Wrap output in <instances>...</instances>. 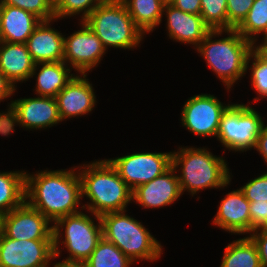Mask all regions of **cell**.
<instances>
[{"instance_id": "13", "label": "cell", "mask_w": 267, "mask_h": 267, "mask_svg": "<svg viewBox=\"0 0 267 267\" xmlns=\"http://www.w3.org/2000/svg\"><path fill=\"white\" fill-rule=\"evenodd\" d=\"M230 105L210 94L194 95L182 108V126L197 136L216 137L221 117Z\"/></svg>"}, {"instance_id": "10", "label": "cell", "mask_w": 267, "mask_h": 267, "mask_svg": "<svg viewBox=\"0 0 267 267\" xmlns=\"http://www.w3.org/2000/svg\"><path fill=\"white\" fill-rule=\"evenodd\" d=\"M108 160L133 191L164 173L172 165V152H139Z\"/></svg>"}, {"instance_id": "37", "label": "cell", "mask_w": 267, "mask_h": 267, "mask_svg": "<svg viewBox=\"0 0 267 267\" xmlns=\"http://www.w3.org/2000/svg\"><path fill=\"white\" fill-rule=\"evenodd\" d=\"M254 149L262 155L263 159L267 163V125H263L260 135L257 137Z\"/></svg>"}, {"instance_id": "32", "label": "cell", "mask_w": 267, "mask_h": 267, "mask_svg": "<svg viewBox=\"0 0 267 267\" xmlns=\"http://www.w3.org/2000/svg\"><path fill=\"white\" fill-rule=\"evenodd\" d=\"M254 0H227V29H236L246 18Z\"/></svg>"}, {"instance_id": "39", "label": "cell", "mask_w": 267, "mask_h": 267, "mask_svg": "<svg viewBox=\"0 0 267 267\" xmlns=\"http://www.w3.org/2000/svg\"><path fill=\"white\" fill-rule=\"evenodd\" d=\"M53 267H85L84 263H75V262H65V261H60L57 263L53 264Z\"/></svg>"}, {"instance_id": "18", "label": "cell", "mask_w": 267, "mask_h": 267, "mask_svg": "<svg viewBox=\"0 0 267 267\" xmlns=\"http://www.w3.org/2000/svg\"><path fill=\"white\" fill-rule=\"evenodd\" d=\"M213 224L234 234H250L249 201L239 189L233 190L221 200Z\"/></svg>"}, {"instance_id": "2", "label": "cell", "mask_w": 267, "mask_h": 267, "mask_svg": "<svg viewBox=\"0 0 267 267\" xmlns=\"http://www.w3.org/2000/svg\"><path fill=\"white\" fill-rule=\"evenodd\" d=\"M79 168L82 198L85 195L90 200L81 209H88L91 215L101 216L110 212L126 211L127 205L134 201L132 190L108 159L83 164Z\"/></svg>"}, {"instance_id": "44", "label": "cell", "mask_w": 267, "mask_h": 267, "mask_svg": "<svg viewBox=\"0 0 267 267\" xmlns=\"http://www.w3.org/2000/svg\"><path fill=\"white\" fill-rule=\"evenodd\" d=\"M105 1H123V0H105Z\"/></svg>"}, {"instance_id": "22", "label": "cell", "mask_w": 267, "mask_h": 267, "mask_svg": "<svg viewBox=\"0 0 267 267\" xmlns=\"http://www.w3.org/2000/svg\"><path fill=\"white\" fill-rule=\"evenodd\" d=\"M39 66L40 70H38ZM70 72V67L64 61L36 63L31 74V78H33L37 73L36 94L55 98L75 76Z\"/></svg>"}, {"instance_id": "9", "label": "cell", "mask_w": 267, "mask_h": 267, "mask_svg": "<svg viewBox=\"0 0 267 267\" xmlns=\"http://www.w3.org/2000/svg\"><path fill=\"white\" fill-rule=\"evenodd\" d=\"M5 114V136L14 130L15 124L25 129H41L58 124L61 120L56 99L38 96L10 101Z\"/></svg>"}, {"instance_id": "26", "label": "cell", "mask_w": 267, "mask_h": 267, "mask_svg": "<svg viewBox=\"0 0 267 267\" xmlns=\"http://www.w3.org/2000/svg\"><path fill=\"white\" fill-rule=\"evenodd\" d=\"M84 264L85 267H131L134 263L116 245L102 237Z\"/></svg>"}, {"instance_id": "27", "label": "cell", "mask_w": 267, "mask_h": 267, "mask_svg": "<svg viewBox=\"0 0 267 267\" xmlns=\"http://www.w3.org/2000/svg\"><path fill=\"white\" fill-rule=\"evenodd\" d=\"M236 30L247 40L256 44L258 34L267 35V0H254L246 18ZM254 36V37H253Z\"/></svg>"}, {"instance_id": "35", "label": "cell", "mask_w": 267, "mask_h": 267, "mask_svg": "<svg viewBox=\"0 0 267 267\" xmlns=\"http://www.w3.org/2000/svg\"><path fill=\"white\" fill-rule=\"evenodd\" d=\"M249 235L257 247L261 267H267V234L262 232H251Z\"/></svg>"}, {"instance_id": "3", "label": "cell", "mask_w": 267, "mask_h": 267, "mask_svg": "<svg viewBox=\"0 0 267 267\" xmlns=\"http://www.w3.org/2000/svg\"><path fill=\"white\" fill-rule=\"evenodd\" d=\"M223 32L228 37L212 40ZM196 49L227 90H230L237 80L245 76L250 63L248 56L254 49V43L245 39L236 29L210 30Z\"/></svg>"}, {"instance_id": "12", "label": "cell", "mask_w": 267, "mask_h": 267, "mask_svg": "<svg viewBox=\"0 0 267 267\" xmlns=\"http://www.w3.org/2000/svg\"><path fill=\"white\" fill-rule=\"evenodd\" d=\"M41 212L24 201L0 217V231L16 240H53V225Z\"/></svg>"}, {"instance_id": "38", "label": "cell", "mask_w": 267, "mask_h": 267, "mask_svg": "<svg viewBox=\"0 0 267 267\" xmlns=\"http://www.w3.org/2000/svg\"><path fill=\"white\" fill-rule=\"evenodd\" d=\"M14 86L6 79L3 73L0 71V102L3 99L9 98L15 92Z\"/></svg>"}, {"instance_id": "28", "label": "cell", "mask_w": 267, "mask_h": 267, "mask_svg": "<svg viewBox=\"0 0 267 267\" xmlns=\"http://www.w3.org/2000/svg\"><path fill=\"white\" fill-rule=\"evenodd\" d=\"M204 23L211 30H227V0H200Z\"/></svg>"}, {"instance_id": "41", "label": "cell", "mask_w": 267, "mask_h": 267, "mask_svg": "<svg viewBox=\"0 0 267 267\" xmlns=\"http://www.w3.org/2000/svg\"><path fill=\"white\" fill-rule=\"evenodd\" d=\"M0 134L5 136V114L0 112Z\"/></svg>"}, {"instance_id": "19", "label": "cell", "mask_w": 267, "mask_h": 267, "mask_svg": "<svg viewBox=\"0 0 267 267\" xmlns=\"http://www.w3.org/2000/svg\"><path fill=\"white\" fill-rule=\"evenodd\" d=\"M50 21H41L26 42L33 62H59L64 57V35L52 28Z\"/></svg>"}, {"instance_id": "14", "label": "cell", "mask_w": 267, "mask_h": 267, "mask_svg": "<svg viewBox=\"0 0 267 267\" xmlns=\"http://www.w3.org/2000/svg\"><path fill=\"white\" fill-rule=\"evenodd\" d=\"M80 24L81 30L75 31L67 38L64 37L63 61L66 64L69 62L71 68L82 75L98 65L106 49L84 21H80Z\"/></svg>"}, {"instance_id": "5", "label": "cell", "mask_w": 267, "mask_h": 267, "mask_svg": "<svg viewBox=\"0 0 267 267\" xmlns=\"http://www.w3.org/2000/svg\"><path fill=\"white\" fill-rule=\"evenodd\" d=\"M125 212H110L100 216L103 238L116 245L134 263L143 259H159L163 246L141 222Z\"/></svg>"}, {"instance_id": "43", "label": "cell", "mask_w": 267, "mask_h": 267, "mask_svg": "<svg viewBox=\"0 0 267 267\" xmlns=\"http://www.w3.org/2000/svg\"><path fill=\"white\" fill-rule=\"evenodd\" d=\"M0 23H1V17H0ZM0 42H1V29H0Z\"/></svg>"}, {"instance_id": "21", "label": "cell", "mask_w": 267, "mask_h": 267, "mask_svg": "<svg viewBox=\"0 0 267 267\" xmlns=\"http://www.w3.org/2000/svg\"><path fill=\"white\" fill-rule=\"evenodd\" d=\"M34 65L26 44L0 42V71L14 88L31 78Z\"/></svg>"}, {"instance_id": "17", "label": "cell", "mask_w": 267, "mask_h": 267, "mask_svg": "<svg viewBox=\"0 0 267 267\" xmlns=\"http://www.w3.org/2000/svg\"><path fill=\"white\" fill-rule=\"evenodd\" d=\"M162 15L167 17L166 28L168 29L167 32L170 39L184 44H192L195 48L211 30L204 23L200 14L184 12L173 6L170 2H166Z\"/></svg>"}, {"instance_id": "4", "label": "cell", "mask_w": 267, "mask_h": 267, "mask_svg": "<svg viewBox=\"0 0 267 267\" xmlns=\"http://www.w3.org/2000/svg\"><path fill=\"white\" fill-rule=\"evenodd\" d=\"M172 152V166L181 171L178 176L181 192L191 196L206 188H224L230 183L229 168L222 157H217L206 148L179 147Z\"/></svg>"}, {"instance_id": "24", "label": "cell", "mask_w": 267, "mask_h": 267, "mask_svg": "<svg viewBox=\"0 0 267 267\" xmlns=\"http://www.w3.org/2000/svg\"><path fill=\"white\" fill-rule=\"evenodd\" d=\"M24 171L0 172V217L25 201Z\"/></svg>"}, {"instance_id": "11", "label": "cell", "mask_w": 267, "mask_h": 267, "mask_svg": "<svg viewBox=\"0 0 267 267\" xmlns=\"http://www.w3.org/2000/svg\"><path fill=\"white\" fill-rule=\"evenodd\" d=\"M53 240H16L0 231V267H49Z\"/></svg>"}, {"instance_id": "25", "label": "cell", "mask_w": 267, "mask_h": 267, "mask_svg": "<svg viewBox=\"0 0 267 267\" xmlns=\"http://www.w3.org/2000/svg\"><path fill=\"white\" fill-rule=\"evenodd\" d=\"M220 267H261L258 250L252 239L247 236L228 244Z\"/></svg>"}, {"instance_id": "23", "label": "cell", "mask_w": 267, "mask_h": 267, "mask_svg": "<svg viewBox=\"0 0 267 267\" xmlns=\"http://www.w3.org/2000/svg\"><path fill=\"white\" fill-rule=\"evenodd\" d=\"M135 25L145 34L160 25L165 0H123Z\"/></svg>"}, {"instance_id": "1", "label": "cell", "mask_w": 267, "mask_h": 267, "mask_svg": "<svg viewBox=\"0 0 267 267\" xmlns=\"http://www.w3.org/2000/svg\"><path fill=\"white\" fill-rule=\"evenodd\" d=\"M76 168L26 172L25 201L51 222L80 212L77 206L82 199L81 179Z\"/></svg>"}, {"instance_id": "42", "label": "cell", "mask_w": 267, "mask_h": 267, "mask_svg": "<svg viewBox=\"0 0 267 267\" xmlns=\"http://www.w3.org/2000/svg\"><path fill=\"white\" fill-rule=\"evenodd\" d=\"M253 232H262L267 234V217L266 219L261 223V225L255 229Z\"/></svg>"}, {"instance_id": "36", "label": "cell", "mask_w": 267, "mask_h": 267, "mask_svg": "<svg viewBox=\"0 0 267 267\" xmlns=\"http://www.w3.org/2000/svg\"><path fill=\"white\" fill-rule=\"evenodd\" d=\"M170 3L176 8L190 14H200L201 12L200 0H171Z\"/></svg>"}, {"instance_id": "40", "label": "cell", "mask_w": 267, "mask_h": 267, "mask_svg": "<svg viewBox=\"0 0 267 267\" xmlns=\"http://www.w3.org/2000/svg\"><path fill=\"white\" fill-rule=\"evenodd\" d=\"M262 44L254 45V48L267 59V40H262Z\"/></svg>"}, {"instance_id": "15", "label": "cell", "mask_w": 267, "mask_h": 267, "mask_svg": "<svg viewBox=\"0 0 267 267\" xmlns=\"http://www.w3.org/2000/svg\"><path fill=\"white\" fill-rule=\"evenodd\" d=\"M176 169L171 165L164 173L132 191V200L143 208H162L182 195Z\"/></svg>"}, {"instance_id": "30", "label": "cell", "mask_w": 267, "mask_h": 267, "mask_svg": "<svg viewBox=\"0 0 267 267\" xmlns=\"http://www.w3.org/2000/svg\"><path fill=\"white\" fill-rule=\"evenodd\" d=\"M248 59H252L250 66L251 83L255 91L258 93L254 101L267 97V59L264 58L255 48L250 52Z\"/></svg>"}, {"instance_id": "29", "label": "cell", "mask_w": 267, "mask_h": 267, "mask_svg": "<svg viewBox=\"0 0 267 267\" xmlns=\"http://www.w3.org/2000/svg\"><path fill=\"white\" fill-rule=\"evenodd\" d=\"M105 0H54L55 19L71 17L82 12L81 20L84 21L90 13Z\"/></svg>"}, {"instance_id": "6", "label": "cell", "mask_w": 267, "mask_h": 267, "mask_svg": "<svg viewBox=\"0 0 267 267\" xmlns=\"http://www.w3.org/2000/svg\"><path fill=\"white\" fill-rule=\"evenodd\" d=\"M104 48L131 49L145 35L134 23L123 1H104L84 20Z\"/></svg>"}, {"instance_id": "20", "label": "cell", "mask_w": 267, "mask_h": 267, "mask_svg": "<svg viewBox=\"0 0 267 267\" xmlns=\"http://www.w3.org/2000/svg\"><path fill=\"white\" fill-rule=\"evenodd\" d=\"M1 41L26 44L41 20L19 7L0 4Z\"/></svg>"}, {"instance_id": "31", "label": "cell", "mask_w": 267, "mask_h": 267, "mask_svg": "<svg viewBox=\"0 0 267 267\" xmlns=\"http://www.w3.org/2000/svg\"><path fill=\"white\" fill-rule=\"evenodd\" d=\"M1 4L19 7L34 14L41 21L56 20L54 0H2Z\"/></svg>"}, {"instance_id": "33", "label": "cell", "mask_w": 267, "mask_h": 267, "mask_svg": "<svg viewBox=\"0 0 267 267\" xmlns=\"http://www.w3.org/2000/svg\"><path fill=\"white\" fill-rule=\"evenodd\" d=\"M240 190L249 202H267V172L250 180Z\"/></svg>"}, {"instance_id": "7", "label": "cell", "mask_w": 267, "mask_h": 267, "mask_svg": "<svg viewBox=\"0 0 267 267\" xmlns=\"http://www.w3.org/2000/svg\"><path fill=\"white\" fill-rule=\"evenodd\" d=\"M94 217L99 224L82 211L61 217L53 223L55 258L61 253L59 244H64L69 252V257L63 260L65 262L84 263L90 257L103 237L100 216L94 214ZM61 229H64V235L60 233ZM62 235L64 240L61 242Z\"/></svg>"}, {"instance_id": "8", "label": "cell", "mask_w": 267, "mask_h": 267, "mask_svg": "<svg viewBox=\"0 0 267 267\" xmlns=\"http://www.w3.org/2000/svg\"><path fill=\"white\" fill-rule=\"evenodd\" d=\"M263 125L262 117L254 108L234 103L223 113L216 137L230 151L246 152L255 148Z\"/></svg>"}, {"instance_id": "16", "label": "cell", "mask_w": 267, "mask_h": 267, "mask_svg": "<svg viewBox=\"0 0 267 267\" xmlns=\"http://www.w3.org/2000/svg\"><path fill=\"white\" fill-rule=\"evenodd\" d=\"M87 74L75 75L56 95L61 120L85 115L95 108L96 96Z\"/></svg>"}, {"instance_id": "34", "label": "cell", "mask_w": 267, "mask_h": 267, "mask_svg": "<svg viewBox=\"0 0 267 267\" xmlns=\"http://www.w3.org/2000/svg\"><path fill=\"white\" fill-rule=\"evenodd\" d=\"M250 233L257 229L267 217V202H249Z\"/></svg>"}]
</instances>
